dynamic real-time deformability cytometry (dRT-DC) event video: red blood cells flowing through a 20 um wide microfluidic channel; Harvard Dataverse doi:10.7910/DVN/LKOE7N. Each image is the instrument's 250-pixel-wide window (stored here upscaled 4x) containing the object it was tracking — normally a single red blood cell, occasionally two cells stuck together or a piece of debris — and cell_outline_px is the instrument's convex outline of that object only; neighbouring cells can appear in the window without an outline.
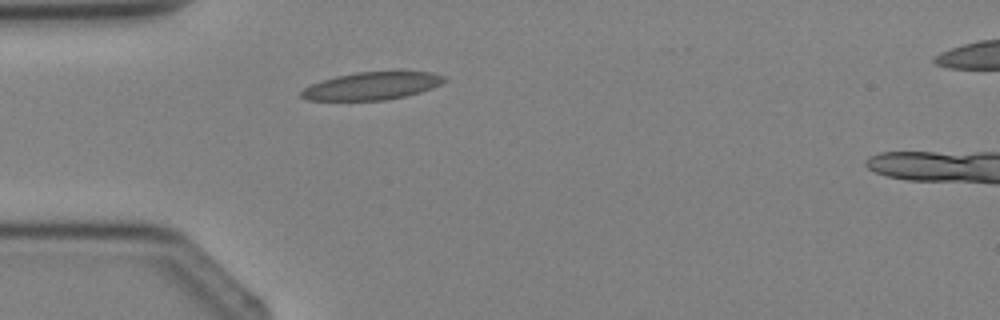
{"species": "Egyptian fruit bat (a non-hibernating species)", "species_latin": "Rousettus aegyptiacus", "temperature_condition": "cold", "stored_images_in_passage": 2, "camera_frame_rate_fps": 3000, "um_per_image_px": 0.085, "animal": {"sex": "female"}, "frame": {"image": 1, "passage_image": 2, "time_ms": 1.0, "image_size_px": [1000, 320], "cell_outline_px": [[444, 80], [440, 84], [432, 88], [420, 92], [404, 96], [384, 100], [308, 100], [300, 96], [300, 92], [304, 88], [312, 84], [336, 76], [356, 72], [400, 68], [432, 72], [444, 76]], "centroid_in_image_um": [31.68, 7.25], "position_along_channel_um": 53.3, "area_um2": 23.76}}